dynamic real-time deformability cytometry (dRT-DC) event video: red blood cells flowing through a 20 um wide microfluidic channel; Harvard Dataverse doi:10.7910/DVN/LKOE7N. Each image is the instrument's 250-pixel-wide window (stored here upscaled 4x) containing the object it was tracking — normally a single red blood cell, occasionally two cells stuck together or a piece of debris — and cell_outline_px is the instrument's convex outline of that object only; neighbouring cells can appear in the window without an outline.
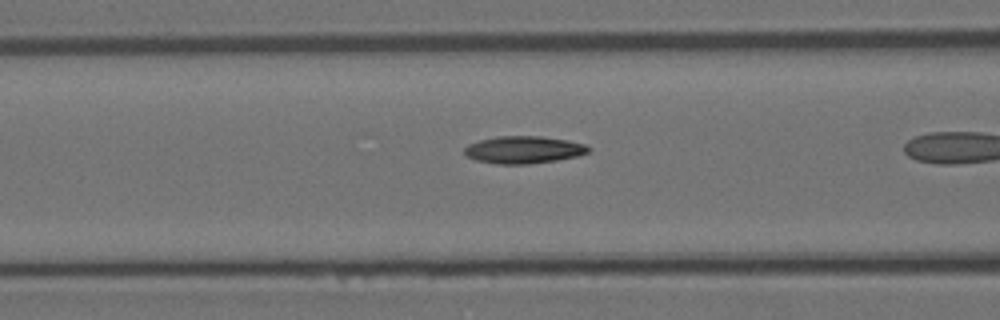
{"species": "Egyptian fruit bat (a non-hibernating species)", "species_latin": "Rousettus aegyptiacus", "temperature_condition": "room temperature", "stored_images_in_passage": 40, "camera_frame_rate_fps": 3000, "um_per_image_px": 0.085, "animal": {"sex": "female"}, "frame": {"image": 1, "passage_image": 19, "time_ms": 6.0, "image_size_px": [1000, 320], "cell_outline_px": [[592, 148], [588, 152], [576, 156], [556, 160], [528, 164], [496, 164], [476, 160], [468, 156], [464, 152], [464, 148], [468, 144], [480, 140], [496, 136], [540, 136], [568, 140], [584, 144]], "centroid_in_image_um": [44.5, 12.72], "position_along_channel_um": 122.1, "area_um2": 19.71}}
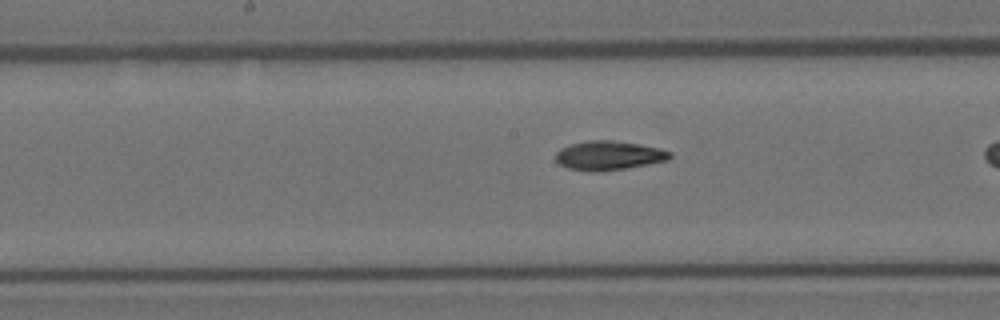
{"frame": {"image": 2, "passage_image": 25, "time_ms": 8.0, "image_size_px": [1000, 320], "cell_outline_px": [[672, 156], [668, 160], [648, 164], [600, 172], [588, 172], [568, 168], [560, 164], [556, 160], [556, 152], [560, 148], [572, 144], [588, 140], [612, 140], [640, 144], [660, 148], [672, 152]], "centroid_in_image_um": [51.75, 13.22], "position_along_channel_um": 196.5, "area_um2": 19.48}}
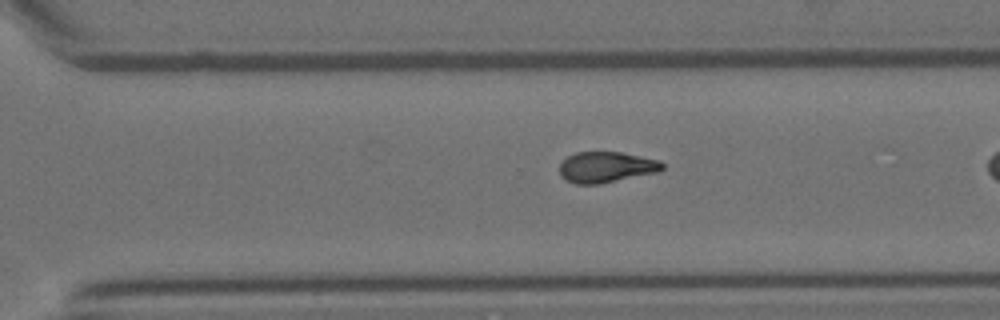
{"frame": {"image": 3, "passage_image": 35, "time_ms": 11.333, "image_size_px": [1000, 320], "cell_outline_px": [[664, 168], [660, 172], [600, 184], [576, 184], [560, 176], [560, 164], [568, 156], [576, 152], [620, 152], [660, 160], [664, 164]], "centroid_in_image_um": [51.57, 14.21], "position_along_channel_um": 319.0, "area_um2": 18.55}}